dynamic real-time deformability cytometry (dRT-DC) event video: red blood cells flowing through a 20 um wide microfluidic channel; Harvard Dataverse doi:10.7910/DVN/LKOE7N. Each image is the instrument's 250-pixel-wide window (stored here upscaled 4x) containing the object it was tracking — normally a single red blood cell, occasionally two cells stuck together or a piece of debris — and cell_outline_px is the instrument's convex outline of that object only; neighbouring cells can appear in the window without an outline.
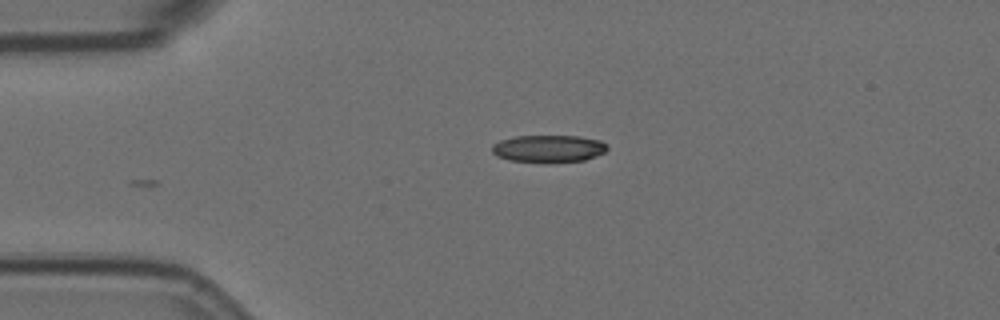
{"species": "Egyptian fruit bat (a non-hibernating species)", "species_latin": "Rousettus aegyptiacus", "temperature_condition": "room temperature", "stored_images_in_passage": 2, "camera_frame_rate_fps": 3000, "um_per_image_px": 0.085, "animal": {"sex": "female"}, "frame": {"image": 1, "passage_image": 2, "time_ms": 0.333, "image_size_px": [1000, 320], "cell_outline_px": [[608, 148], [604, 152], [596, 156], [584, 160], [508, 160], [496, 156], [492, 152], [492, 144], [500, 140], [516, 136], [580, 136], [600, 140], [608, 144]], "centroid_in_image_um": [46.63, 12.59], "position_along_channel_um": 38.4, "area_um2": 17.74}}